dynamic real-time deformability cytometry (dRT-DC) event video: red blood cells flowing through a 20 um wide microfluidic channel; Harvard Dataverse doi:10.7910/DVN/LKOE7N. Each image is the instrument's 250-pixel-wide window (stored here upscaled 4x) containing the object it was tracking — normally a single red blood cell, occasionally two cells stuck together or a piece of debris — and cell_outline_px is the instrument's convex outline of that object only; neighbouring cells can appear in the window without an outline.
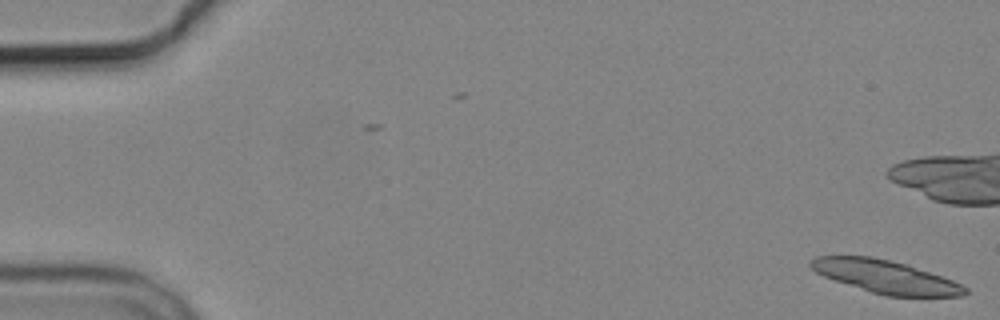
{"species": "common noctule bat (a hibernating species)", "species_latin": "Nyctalus noctula", "temperature_condition": "cold", "stored_images_in_passage": 4, "camera_frame_rate_fps": 3000, "um_per_image_px": 0.085, "animal": {"sex": "male", "body_mass_g": 19.2, "forearm_length_mm": 51.8}, "frame": {"image": 1, "passage_image": 1, "time_ms": 0.0, "image_size_px": [1000, 320], "cell_outline_px": [[968, 292], [964, 296], [884, 296], [824, 276], [816, 272], [808, 264], [816, 256], [872, 256], [904, 264], [952, 280], [968, 288]], "centroid_in_image_um": [75.28, 23.53], "position_along_channel_um": 9.7, "area_um2": 29.02}}